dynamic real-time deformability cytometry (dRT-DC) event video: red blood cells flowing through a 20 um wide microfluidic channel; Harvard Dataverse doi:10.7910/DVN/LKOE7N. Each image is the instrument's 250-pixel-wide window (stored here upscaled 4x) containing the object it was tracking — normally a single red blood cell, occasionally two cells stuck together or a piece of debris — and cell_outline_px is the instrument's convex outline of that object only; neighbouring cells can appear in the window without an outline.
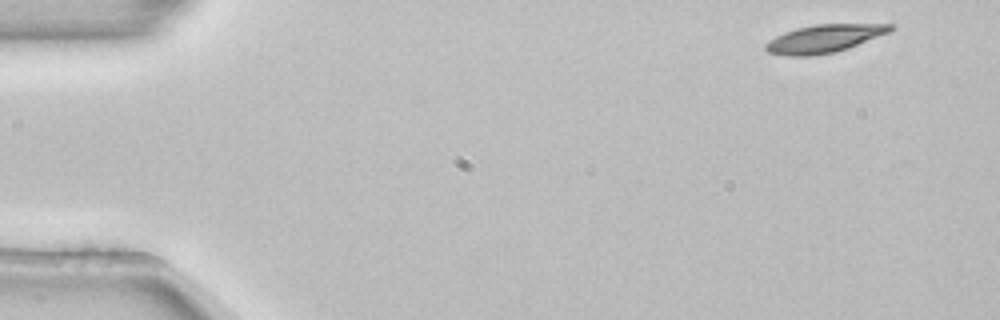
{"species": "common noctule bat (a hibernating species)", "species_latin": "Nyctalus noctula", "temperature_condition": "room temperature", "stored_images_in_passage": 4, "camera_frame_rate_fps": 3000, "um_per_image_px": 0.085, "animal": {"sex": "female", "body_mass_g": 22.7, "forearm_length_mm": 54.2}, "frame": {"image": 1, "passage_image": 4, "time_ms": 1.0, "image_size_px": [1000, 320], "cell_outline_px": [[896, 24], [888, 32], [848, 48], [836, 52], [812, 56], [788, 56], [768, 52], [764, 48], [764, 44], [768, 40], [784, 32], [796, 28], [816, 24]], "centroid_in_image_um": [70.0, 3.29], "position_along_channel_um": 15.0, "area_um2": 20.23}}